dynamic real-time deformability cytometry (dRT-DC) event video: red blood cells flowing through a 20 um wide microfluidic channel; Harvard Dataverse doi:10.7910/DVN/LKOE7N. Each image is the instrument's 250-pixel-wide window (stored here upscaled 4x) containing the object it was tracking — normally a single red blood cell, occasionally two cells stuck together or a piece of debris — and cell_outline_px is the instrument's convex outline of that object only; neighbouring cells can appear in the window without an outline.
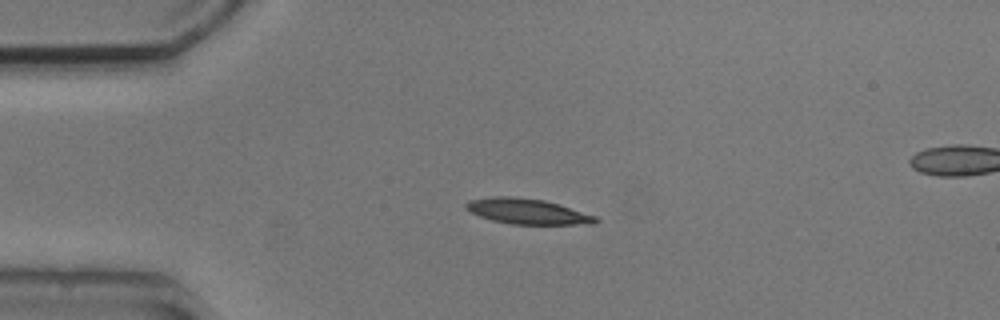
{"species": "common noctule bat (a hibernating species)", "species_latin": "Nyctalus noctula", "temperature_condition": "cold", "stored_images_in_passage": 3, "segment_of_instrument_passage": [1, 2], "camera_frame_rate_fps": 3000, "um_per_image_px": 0.085, "animal": {"sex": "male", "body_mass_g": 20.5, "forearm_length_mm": 52.5}, "frame": {"image": 1, "passage_image": 1, "time_ms": 0.0, "image_size_px": [1000, 320], "cell_outline_px": [[600, 220], [592, 224], [512, 224], [492, 220], [480, 216], [464, 208], [464, 204], [468, 200], [492, 196], [512, 196], [544, 200], [560, 204], [596, 216]], "centroid_in_image_um": [44.81, 17.96], "position_along_channel_um": 40.2, "area_um2": 19.25}}